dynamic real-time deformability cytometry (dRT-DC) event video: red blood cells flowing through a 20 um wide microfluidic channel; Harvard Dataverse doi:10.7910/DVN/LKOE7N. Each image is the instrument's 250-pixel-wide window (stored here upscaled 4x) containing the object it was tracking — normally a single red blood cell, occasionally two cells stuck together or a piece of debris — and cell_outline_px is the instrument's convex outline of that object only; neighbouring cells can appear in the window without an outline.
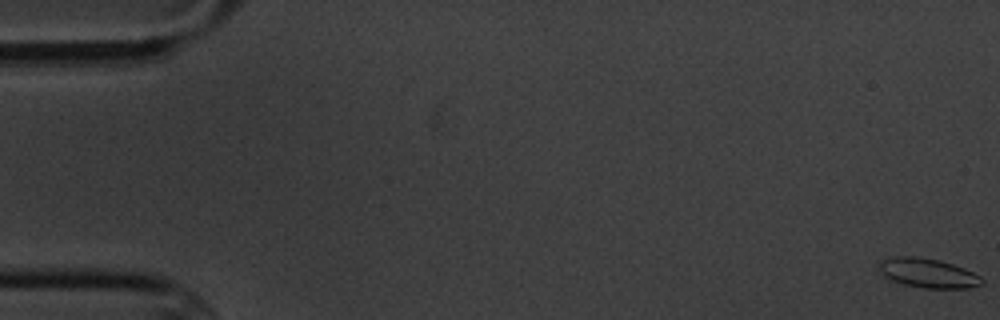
{"species": "common noctule bat (a hibernating species)", "species_latin": "Nyctalus noctula", "temperature_condition": "cold", "stored_images_in_passage": 6, "segment_of_instrument_passage": [1, 2], "camera_frame_rate_fps": 3000, "um_per_image_px": 0.085, "animal": {"sex": "male", "body_mass_g": 20.1, "forearm_length_mm": 53.5}, "frame": {"image": 1, "passage_image": 1, "time_ms": 0.0, "image_size_px": [1000, 320], "cell_outline_px": [[984, 284], [968, 288], [924, 288], [904, 284], [892, 280], [884, 276], [880, 272], [880, 260], [892, 256], [912, 256], [940, 260], [964, 268], [980, 276], [984, 280]], "centroid_in_image_um": [78.88, 23.21], "position_along_channel_um": 6.1, "area_um2": 17.57}}